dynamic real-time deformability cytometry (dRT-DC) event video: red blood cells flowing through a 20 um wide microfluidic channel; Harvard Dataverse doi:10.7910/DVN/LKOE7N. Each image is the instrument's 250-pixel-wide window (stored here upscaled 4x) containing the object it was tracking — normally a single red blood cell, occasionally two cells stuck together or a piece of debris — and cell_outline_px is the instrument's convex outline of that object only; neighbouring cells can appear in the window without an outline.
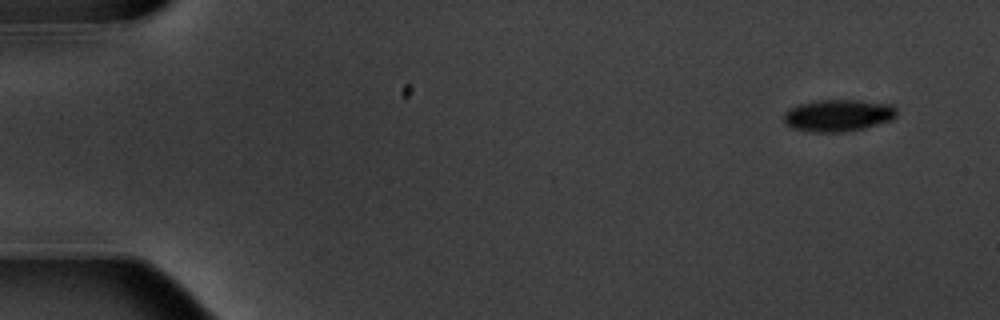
{"species": "common noctule bat (a hibernating species)", "species_latin": "Nyctalus noctula", "temperature_condition": "warm", "stored_images_in_passage": 5, "camera_frame_rate_fps": 3000, "um_per_image_px": 0.085, "animal": {"sex": "male", "body_mass_g": 20.1, "forearm_length_mm": 53.5}, "frame": {"image": 1, "passage_image": 1, "time_ms": 0.0, "image_size_px": [1000, 320], "cell_outline_px": [[896, 116], [892, 120], [864, 128], [844, 132], [812, 132], [792, 128], [784, 124], [784, 112], [788, 108], [800, 104], [820, 100], [860, 100], [892, 104], [896, 108]], "centroid_in_image_um": [71.24, 9.81], "position_along_channel_um": 13.8, "area_um2": 21.21}}
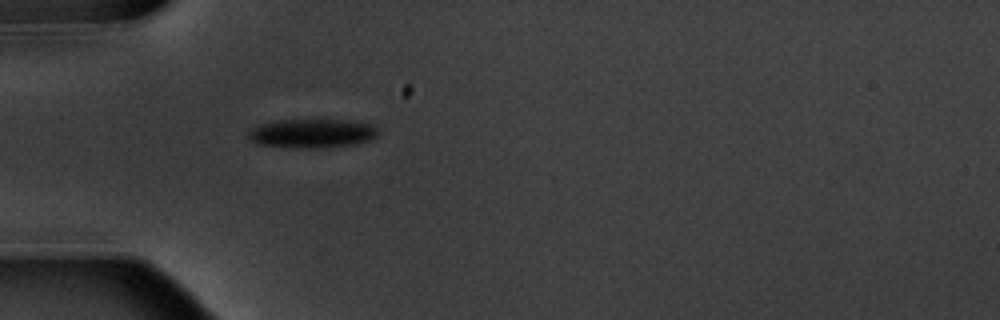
{"frame": {"image": 2, "passage_image": 5, "time_ms": 4.667, "image_size_px": [1000, 320], "cell_outline_px": [[380, 132], [372, 140], [356, 144], [320, 148], [292, 148], [256, 144], [248, 140], [248, 132], [252, 128], [260, 124], [280, 120], [356, 120], [372, 124], [380, 128]], "centroid_in_image_um": [26.58, 11.34], "position_along_channel_um": 58.4, "area_um2": 22.43}}